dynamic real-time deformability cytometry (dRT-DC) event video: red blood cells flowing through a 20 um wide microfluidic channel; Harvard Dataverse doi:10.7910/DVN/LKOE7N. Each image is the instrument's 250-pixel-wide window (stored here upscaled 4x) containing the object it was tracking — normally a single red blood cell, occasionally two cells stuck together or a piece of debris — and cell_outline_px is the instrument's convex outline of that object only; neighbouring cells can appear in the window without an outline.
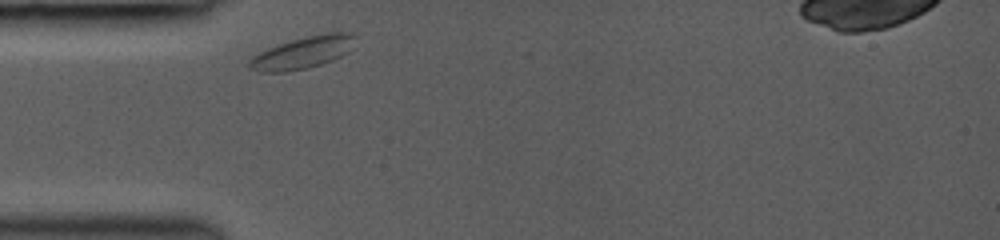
{"species": "common noctule bat (a hibernating species)", "species_latin": "Nyctalus noctula", "temperature_condition": "room temperature", "stored_images_in_passage": 29, "camera_frame_rate_fps": 3000, "um_per_image_px": 0.085, "animal": {"sex": "female", "body_mass_g": 19.0, "forearm_length_mm": 53.3}, "frame": {"image": 1, "passage_image": 1, "time_ms": 0.0, "image_size_px": [1000, 240], "cell_outline_px": [[356, 36], [348, 52], [332, 60], [320, 64], [304, 68], [284, 72], [260, 72], [248, 68], [248, 60], [252, 56], [268, 48], [304, 36], [328, 32], [352, 32]], "centroid_in_image_um": [25.71, 4.46], "position_along_channel_um": 59.3, "area_um2": 19.65}}
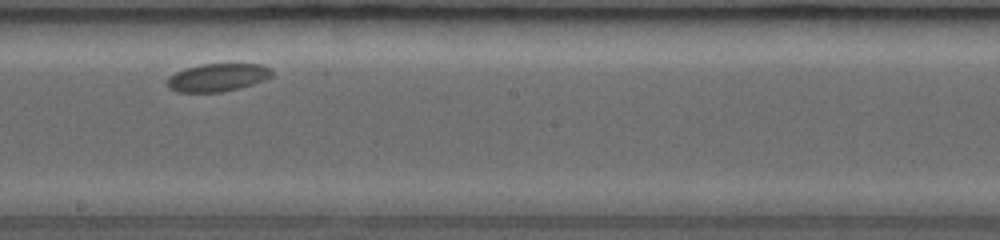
{"frame": {"image": 2, "passage_image": 15, "time_ms": 4.667, "image_size_px": [1000, 240], "cell_outline_px": [[272, 76], [264, 80], [240, 88], [220, 92], [176, 92], [168, 88], [168, 76], [184, 68], [200, 64], [264, 64], [272, 68]], "centroid_in_image_um": [18.5, 6.58], "position_along_channel_um": 229.7, "area_um2": 17.17}}
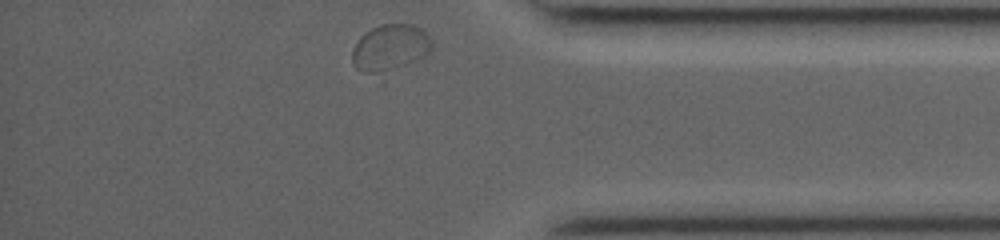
{"frame": {"image": 3, "passage_image": 29, "time_ms": 9.333, "image_size_px": [1000, 240], "cell_outline_px": [[432, 52], [380, 84], [356, 68], [352, 64], [352, 48], [360, 36], [372, 28], [380, 24], [412, 24], [420, 28], [432, 40]], "centroid_in_image_um": [33.13, 4.26], "position_along_channel_um": 402.1, "area_um2": 23.93}}